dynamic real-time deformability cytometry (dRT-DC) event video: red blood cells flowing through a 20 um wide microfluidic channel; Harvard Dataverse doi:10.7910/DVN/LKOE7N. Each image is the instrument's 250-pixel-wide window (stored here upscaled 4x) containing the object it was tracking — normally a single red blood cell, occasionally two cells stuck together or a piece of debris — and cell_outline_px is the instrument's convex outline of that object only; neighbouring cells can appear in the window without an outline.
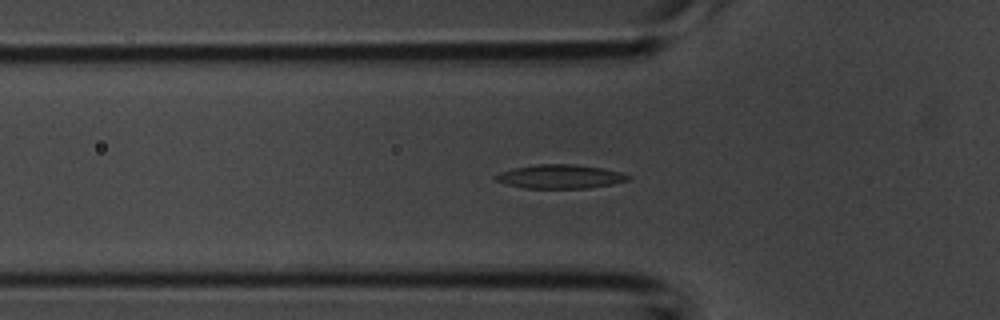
{"species": "common noctule bat (a hibernating species)", "species_latin": "Nyctalus noctula", "temperature_condition": "room temperature", "stored_images_in_passage": 40, "camera_frame_rate_fps": 3000, "um_per_image_px": 0.085, "animal": {"sex": "male", "body_mass_g": 20.1, "forearm_length_mm": 53.5}, "frame": {"image": 1, "passage_image": 4, "time_ms": 1.0, "image_size_px": [1000, 320], "cell_outline_px": [[632, 176], [628, 180], [612, 184], [588, 188], [524, 188], [508, 184], [496, 180], [492, 176], [500, 172], [512, 168], [536, 164], [576, 164], [600, 168], [620, 172]], "centroid_in_image_um": [47.59, 15.0], "position_along_channel_um": 78.2, "area_um2": 18.38}}
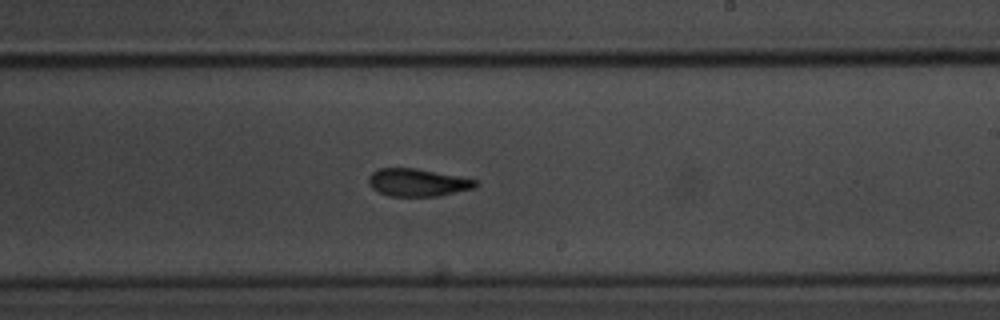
{"frame": {"image": 2, "passage_image": 18, "time_ms": 5.667, "image_size_px": [1000, 320], "cell_outline_px": [[480, 184], [476, 188], [440, 196], [388, 196], [372, 188], [368, 184], [368, 176], [372, 172], [380, 168], [416, 168], [476, 180]], "centroid_in_image_um": [35.5, 15.52], "position_along_channel_um": 253.5, "area_um2": 17.28}}
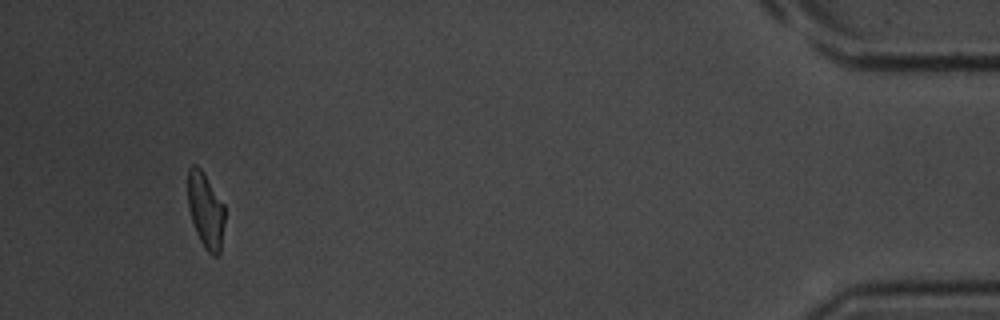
{"frame": {"image": 3, "passage_image": 37, "time_ms": 12.0, "image_size_px": [1000, 320], "cell_outline_px": [[224, 224], [220, 252], [216, 256], [212, 256], [204, 248], [196, 232], [192, 220], [188, 204], [188, 168], [192, 164], [196, 164], [200, 168], [224, 204]], "centroid_in_image_um": [17.48, 17.89], "position_along_channel_um": 417.7, "area_um2": 16.13}, "authors_computed_cell_mechanics": {"area_um2": 17.5423, "velocity_mm_per_s": 3.7419, "shape_relaxation_time_tau1_ms": 3.977, "shape_relaxation_time_tau2_ms": 3.5325, "deformation_change_tau1": 0.1305, "deformation_change_tau2": 0.1014}}